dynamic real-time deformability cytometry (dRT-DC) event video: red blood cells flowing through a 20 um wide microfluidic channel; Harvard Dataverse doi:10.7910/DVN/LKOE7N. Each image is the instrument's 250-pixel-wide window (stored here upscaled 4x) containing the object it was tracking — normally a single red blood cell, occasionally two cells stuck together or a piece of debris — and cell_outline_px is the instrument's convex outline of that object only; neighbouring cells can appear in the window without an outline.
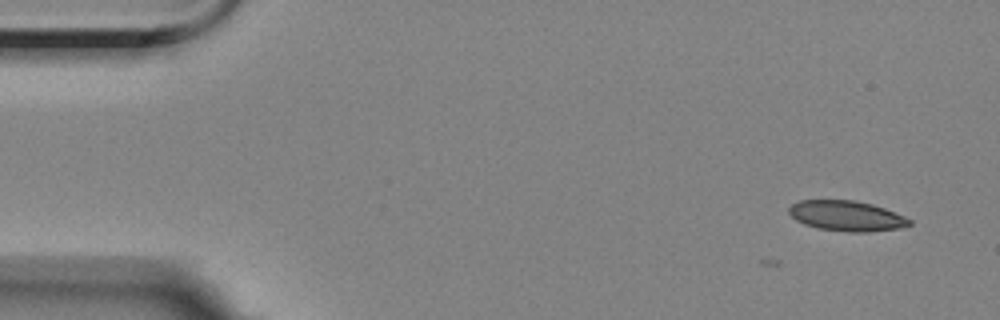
{"species": "Egyptian fruit bat (a non-hibernating species)", "species_latin": "Rousettus aegyptiacus", "temperature_condition": "room temperature", "stored_images_in_passage": 5, "camera_frame_rate_fps": 3000, "um_per_image_px": 0.085, "animal": {"sex": "female"}, "frame": {"image": 1, "passage_image": 5, "time_ms": 1.333, "image_size_px": [1000, 320], "cell_outline_px": [[912, 224], [900, 228], [868, 232], [848, 232], [820, 228], [804, 224], [796, 220], [788, 212], [788, 208], [792, 204], [800, 200], [852, 200], [872, 204], [884, 208], [904, 216], [912, 220]], "centroid_in_image_um": [71.97, 18.35], "position_along_channel_um": 13.0, "area_um2": 21.21}}